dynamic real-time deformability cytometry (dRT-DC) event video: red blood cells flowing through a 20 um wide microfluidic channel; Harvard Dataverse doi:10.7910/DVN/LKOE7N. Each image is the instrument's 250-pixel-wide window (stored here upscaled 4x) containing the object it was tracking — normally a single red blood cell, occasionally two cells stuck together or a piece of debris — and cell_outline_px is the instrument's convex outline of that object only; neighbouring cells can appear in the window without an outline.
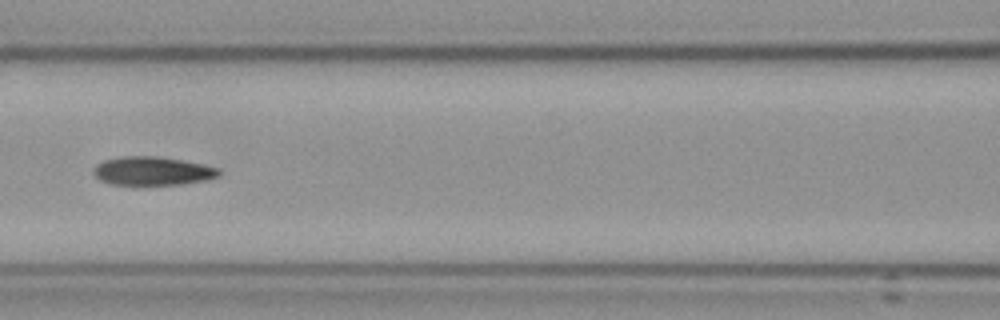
{"species": "Egyptian fruit bat (a non-hibernating species)", "species_latin": "Rousettus aegyptiacus", "temperature_condition": "cold", "stored_images_in_passage": 16, "camera_frame_rate_fps": 3000, "um_per_image_px": 0.085, "frame": {"image": 1, "passage_image": 7, "time_ms": 7.667, "image_size_px": [1000, 320], "cell_outline_px": [[220, 176], [208, 180], [184, 184], [144, 188], [132, 188], [112, 184], [100, 180], [92, 172], [92, 168], [96, 164], [104, 160], [124, 156], [156, 156], [180, 160], [200, 164], [216, 168], [220, 172]], "centroid_in_image_um": [12.89, 14.6], "position_along_channel_um": 153.7, "area_um2": 21.91}}
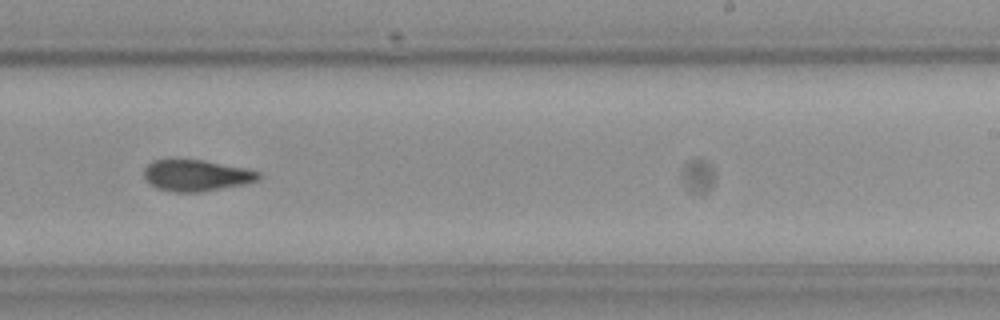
{"frame": {"image": 2, "passage_image": 10, "time_ms": 11.0, "image_size_px": [1000, 320], "cell_outline_px": [[260, 176], [256, 180], [244, 184], [200, 192], [172, 192], [156, 188], [144, 176], [144, 168], [152, 160], [204, 160], [244, 168], [260, 172]], "centroid_in_image_um": [16.66, 14.91], "position_along_channel_um": 272.3, "area_um2": 20.63}}
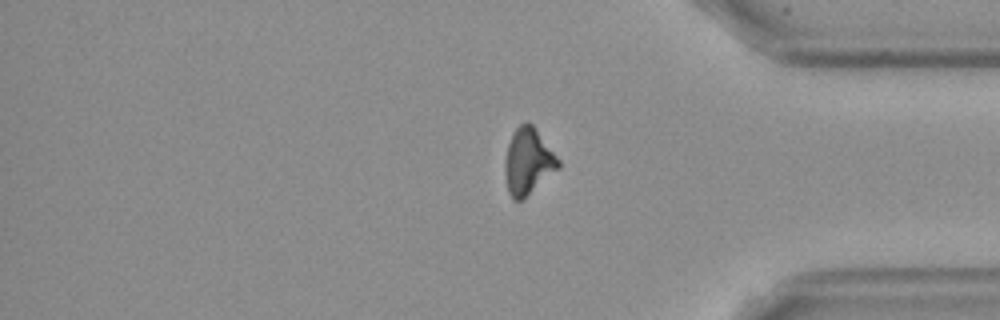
{"frame": {"image": 3, "passage_image": 16, "time_ms": 19.0, "image_size_px": [1000, 320], "cell_outline_px": [[560, 168], [520, 200], [512, 200], [508, 192], [504, 172], [504, 164], [508, 144], [512, 132], [520, 124], [532, 124], [536, 128], [560, 160]], "centroid_in_image_um": [44.88, 13.71], "position_along_channel_um": 390.3, "area_um2": 20.46}, "authors_computed_cell_mechanics": {"area_um2": 21.1548, "velocity_mm_per_s": 3.5707, "shape_relaxation_time_tau1_ms": 6.9969, "shape_relaxation_time_tau2_ms": 9.3588, "deformation_change_tau1": 0.1695, "deformation_change_tau2": 0.1503}}